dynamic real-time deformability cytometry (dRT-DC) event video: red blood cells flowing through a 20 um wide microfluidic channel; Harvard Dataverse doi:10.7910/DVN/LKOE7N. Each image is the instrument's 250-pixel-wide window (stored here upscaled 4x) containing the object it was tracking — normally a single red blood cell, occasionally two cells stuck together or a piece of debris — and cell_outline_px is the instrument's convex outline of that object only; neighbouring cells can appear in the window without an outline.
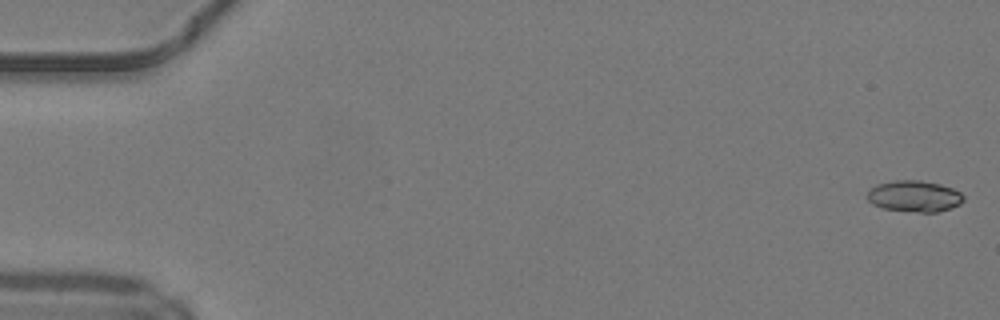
{"species": "common noctule bat (a hibernating species)", "species_latin": "Nyctalus noctula", "temperature_condition": "warm", "stored_images_in_passage": 46, "camera_frame_rate_fps": 3000, "um_per_image_px": 0.085, "animal": {"sex": "male", "body_mass_g": 19.2, "forearm_length_mm": 51.8}, "frame": {"image": 1, "passage_image": 1, "time_ms": 0.0, "image_size_px": [1000, 320], "cell_outline_px": [[964, 200], [960, 204], [936, 212], [920, 212], [884, 208], [872, 204], [868, 200], [868, 192], [876, 184], [896, 180], [920, 180], [940, 184], [952, 188], [960, 192], [964, 196]], "centroid_in_image_um": [77.73, 16.66], "position_along_channel_um": 7.3, "area_um2": 17.34}}
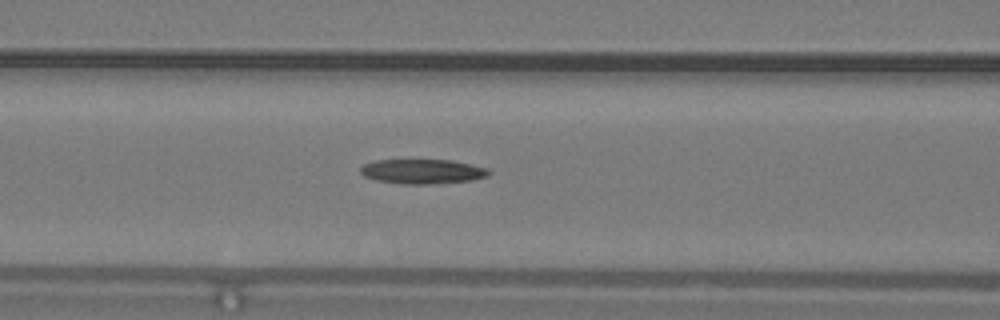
{"frame": {"image": 2, "passage_image": 21, "time_ms": 6.667, "image_size_px": [1000, 320], "cell_outline_px": [[492, 172], [488, 176], [472, 180], [440, 184], [404, 184], [376, 180], [364, 176], [360, 172], [360, 168], [364, 164], [376, 160], [452, 160], [488, 168]], "centroid_in_image_um": [35.95, 14.58], "position_along_channel_um": 130.7, "area_um2": 18.55}}
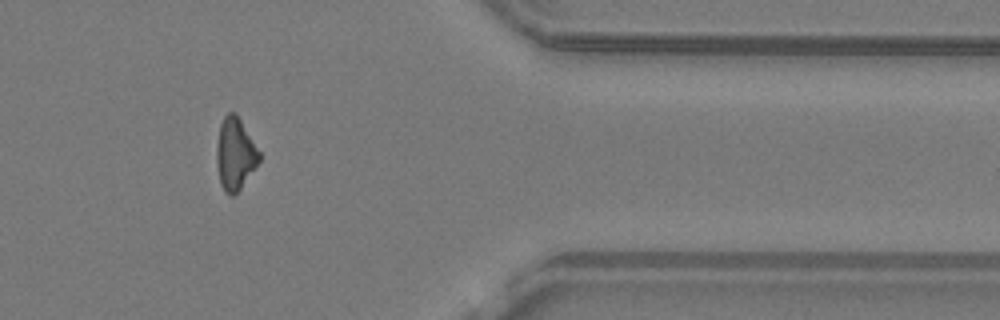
{"frame": {"image": 3, "passage_image": 41, "time_ms": 13.333, "image_size_px": [1000, 320], "cell_outline_px": [[260, 160], [240, 188], [232, 196], [228, 196], [220, 184], [216, 160], [216, 148], [220, 124], [224, 116], [228, 112], [236, 112], [260, 152]], "centroid_in_image_um": [19.97, 13.06], "position_along_channel_um": 391.4, "area_um2": 17.8}}